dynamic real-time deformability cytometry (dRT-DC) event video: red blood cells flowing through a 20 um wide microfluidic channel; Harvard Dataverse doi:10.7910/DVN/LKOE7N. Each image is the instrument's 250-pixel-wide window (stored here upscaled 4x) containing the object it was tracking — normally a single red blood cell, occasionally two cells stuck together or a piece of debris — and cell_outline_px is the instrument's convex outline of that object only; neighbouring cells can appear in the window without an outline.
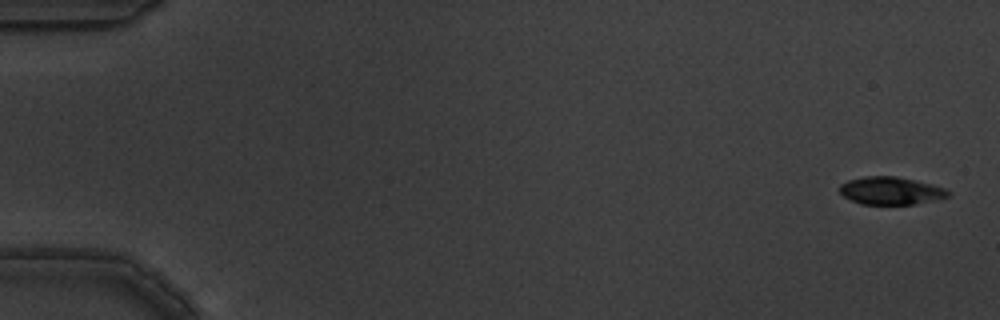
{"species": "common noctule bat (a hibernating species)", "species_latin": "Nyctalus noctula", "temperature_condition": "warm", "stored_images_in_passage": 7, "camera_frame_rate_fps": 3000, "um_per_image_px": 0.085, "animal": {"sex": "male", "body_mass_g": 19.5, "forearm_length_mm": 54.6}, "frame": {"image": 1, "passage_image": 1, "time_ms": 0.0, "image_size_px": [1000, 320], "cell_outline_px": [[952, 192], [948, 196], [916, 204], [860, 204], [844, 196], [840, 192], [840, 184], [848, 180], [864, 176], [896, 176], [944, 188]], "centroid_in_image_um": [75.68, 16.21], "position_along_channel_um": 9.3, "area_um2": 17.22}}
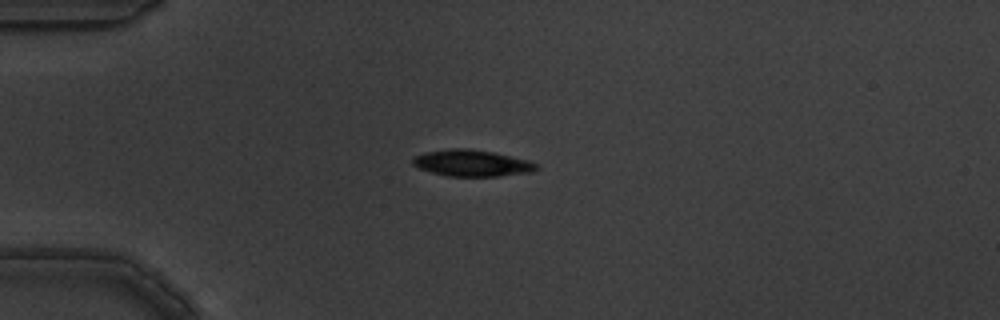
{"frame": {"image": 2, "passage_image": 5, "time_ms": 1.333, "image_size_px": [1000, 320], "cell_outline_px": [[540, 168], [532, 172], [500, 176], [448, 176], [432, 172], [420, 168], [412, 164], [412, 156], [424, 152], [452, 148], [468, 148], [492, 152], [528, 160], [536, 164]], "centroid_in_image_um": [40.1, 13.86], "position_along_channel_um": 44.9, "area_um2": 19.07}}
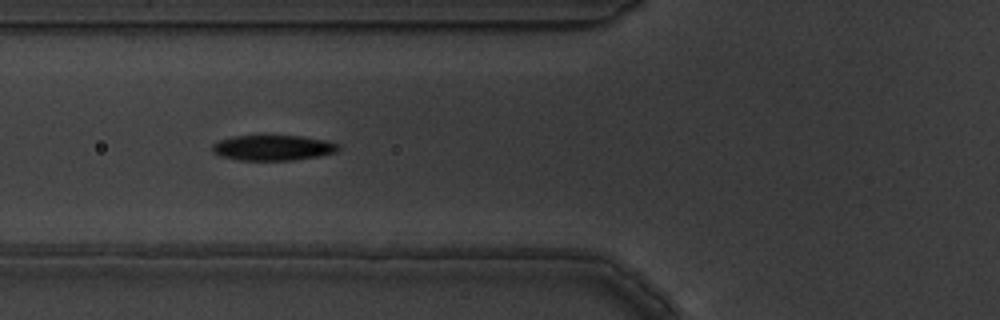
{"frame": {"image": 3, "passage_image": 7, "time_ms": 2.0, "image_size_px": [1000, 320], "cell_outline_px": [[340, 148], [336, 152], [320, 156], [292, 160], [240, 160], [220, 156], [212, 152], [212, 144], [220, 140], [232, 136], [300, 136], [328, 140], [340, 144]], "centroid_in_image_um": [23.23, 12.56], "position_along_channel_um": 102.6, "area_um2": 18.73}}